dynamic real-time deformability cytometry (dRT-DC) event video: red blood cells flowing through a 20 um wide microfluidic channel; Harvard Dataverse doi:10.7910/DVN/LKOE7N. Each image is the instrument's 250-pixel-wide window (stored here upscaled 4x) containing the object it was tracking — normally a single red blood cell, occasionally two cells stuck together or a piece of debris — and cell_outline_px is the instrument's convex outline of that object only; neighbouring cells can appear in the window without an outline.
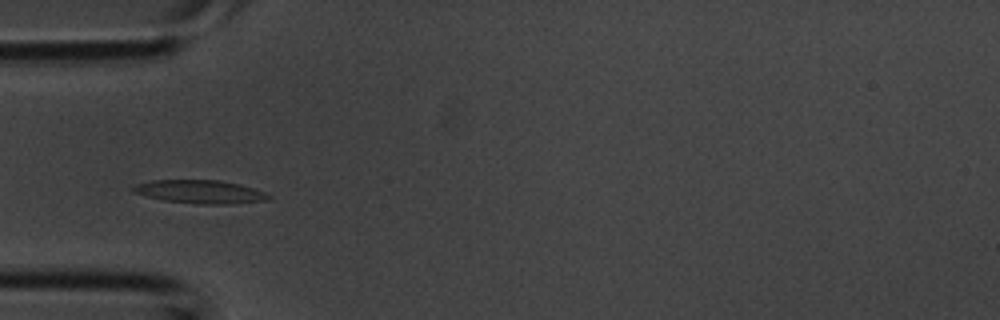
{"species": "common noctule bat (a hibernating species)", "species_latin": "Nyctalus noctula", "temperature_condition": "room temperature", "stored_images_in_passage": 3, "camera_frame_rate_fps": 3000, "um_per_image_px": 0.085, "animal": {"sex": "male", "body_mass_g": 20.1, "forearm_length_mm": 53.5}, "frame": {"image": 1, "passage_image": 3, "time_ms": 0.667, "image_size_px": [1000, 320], "cell_outline_px": [[272, 196], [268, 200], [232, 204], [196, 204], [164, 200], [132, 192], [132, 188], [136, 184], [152, 180], [220, 180], [240, 184], [264, 192]], "centroid_in_image_um": [17.02, 16.3], "position_along_channel_um": 68.0, "area_um2": 18.38}}